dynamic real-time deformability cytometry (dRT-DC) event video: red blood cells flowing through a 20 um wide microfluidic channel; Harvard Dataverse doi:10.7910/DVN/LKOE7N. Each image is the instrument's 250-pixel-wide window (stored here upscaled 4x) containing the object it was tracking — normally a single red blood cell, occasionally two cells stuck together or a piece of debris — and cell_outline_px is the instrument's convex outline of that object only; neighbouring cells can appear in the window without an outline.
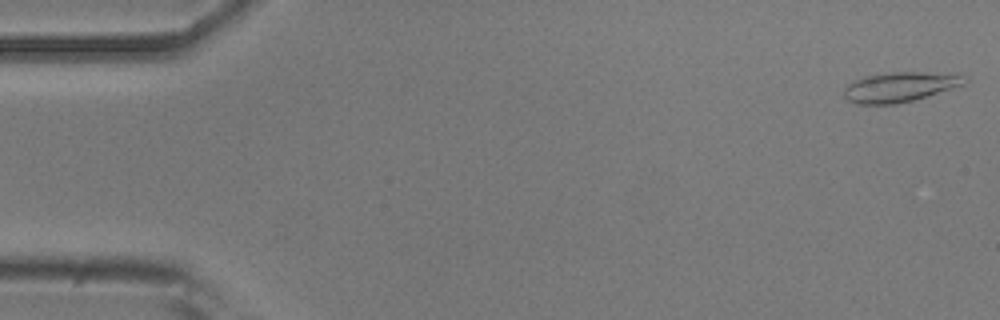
{"species": "common noctule bat (a hibernating species)", "species_latin": "Nyctalus noctula", "temperature_condition": "room temperature", "stored_images_in_passage": 38, "camera_frame_rate_fps": 3000, "um_per_image_px": 0.085, "animal": {"sex": "male", "body_mass_g": 20.5, "forearm_length_mm": 52.5}, "frame": {"image": 1, "passage_image": 1, "time_ms": 0.0, "image_size_px": [1000, 320], "cell_outline_px": [[968, 80], [964, 84], [912, 100], [896, 104], [856, 104], [848, 100], [844, 96], [844, 88], [848, 84], [864, 76], [892, 72], [956, 72]], "centroid_in_image_um": [76.49, 7.37], "position_along_channel_um": 8.5, "area_um2": 20.92}}
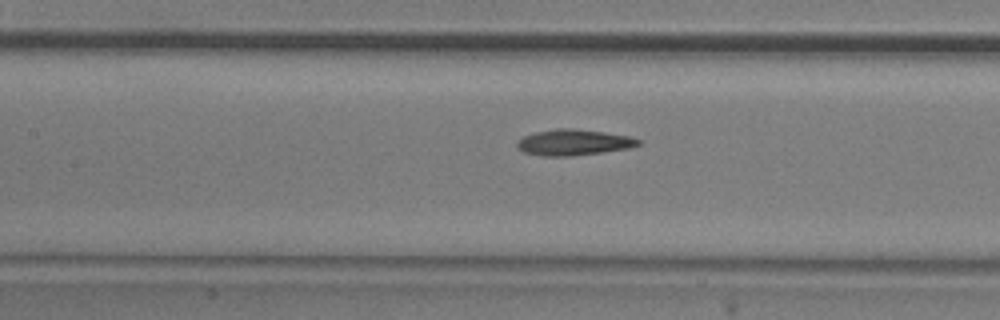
{"frame": {"image": 2, "passage_image": 23, "time_ms": 7.333, "image_size_px": [1000, 320], "cell_outline_px": [[640, 144], [632, 148], [572, 156], [544, 156], [524, 152], [516, 144], [516, 140], [524, 136], [536, 132], [556, 128], [572, 128], [604, 132], [632, 136], [640, 140]], "centroid_in_image_um": [48.79, 12.1], "position_along_channel_um": 158.6, "area_um2": 18.38}}
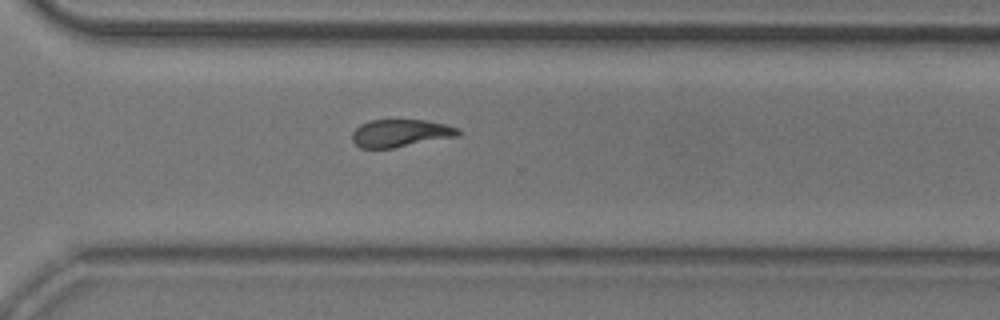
{"frame": {"image": 3, "passage_image": 37, "time_ms": 12.0, "image_size_px": [1000, 320], "cell_outline_px": [[460, 132], [456, 136], [392, 148], [360, 148], [352, 140], [352, 132], [360, 124], [372, 120], [396, 116], [424, 120], [444, 124], [460, 128]], "centroid_in_image_um": [34.0, 11.26], "position_along_channel_um": 336.6, "area_um2": 17.57}}